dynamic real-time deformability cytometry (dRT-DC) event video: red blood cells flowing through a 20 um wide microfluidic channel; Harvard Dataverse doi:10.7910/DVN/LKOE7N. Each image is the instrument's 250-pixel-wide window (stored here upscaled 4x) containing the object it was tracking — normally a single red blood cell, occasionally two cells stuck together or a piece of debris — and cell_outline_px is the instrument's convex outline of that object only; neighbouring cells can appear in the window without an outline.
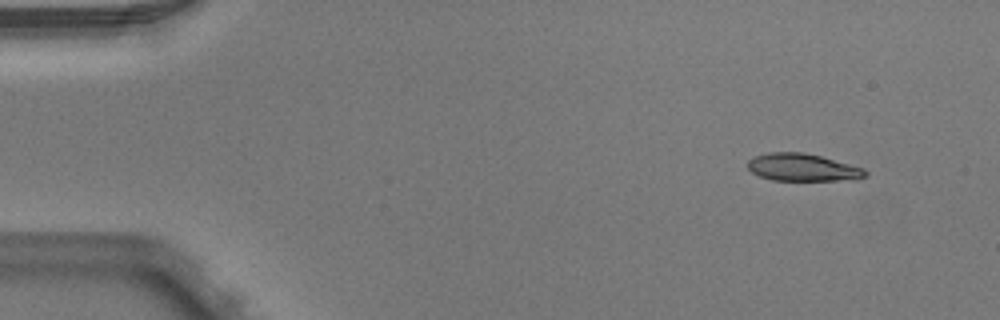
{"species": "Egyptian fruit bat (a non-hibernating species)", "species_latin": "Rousettus aegyptiacus", "temperature_condition": "warm", "stored_images_in_passage": 5, "camera_frame_rate_fps": 3000, "um_per_image_px": 0.085, "animal": {"sex": "male"}, "frame": {"image": 1, "passage_image": 1, "time_ms": 0.0, "image_size_px": [1000, 320], "cell_outline_px": [[868, 176], [856, 180], [772, 180], [760, 176], [752, 172], [748, 168], [748, 160], [756, 156], [768, 152], [804, 152], [820, 156], [864, 168], [868, 172]], "centroid_in_image_um": [68.26, 14.23], "position_along_channel_um": 16.7, "area_um2": 18.84}}
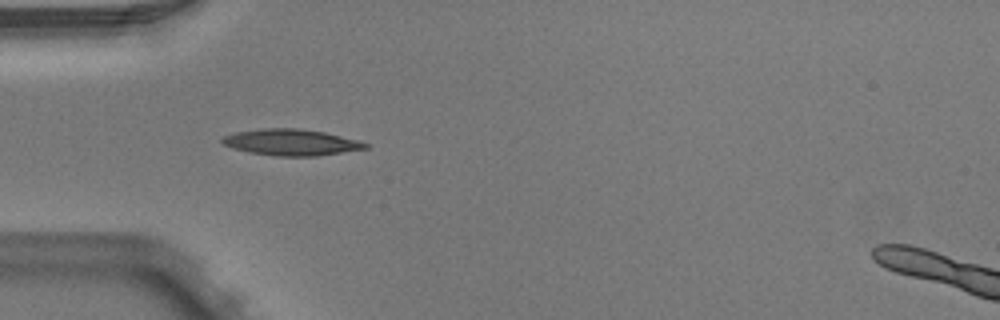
{"frame": {"image": 2, "passage_image": 4, "time_ms": 1.0, "image_size_px": [1000, 320], "cell_outline_px": [[368, 148], [316, 156], [276, 156], [248, 152], [232, 148], [224, 144], [220, 140], [224, 136], [236, 132], [264, 128], [296, 128], [324, 132], [356, 140], [368, 144]], "centroid_in_image_um": [24.71, 12.1], "position_along_channel_um": 60.3, "area_um2": 21.68}}
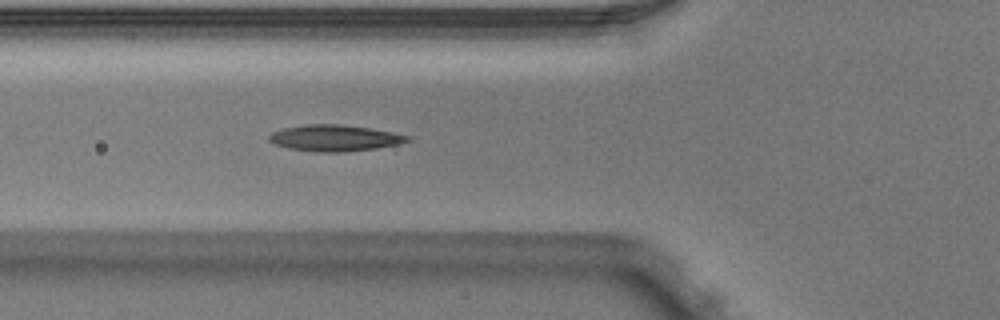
{"frame": {"image": 3, "passage_image": 5, "time_ms": 1.333, "image_size_px": [1000, 320], "cell_outline_px": [[412, 140], [396, 144], [376, 148], [340, 152], [320, 152], [288, 148], [276, 144], [268, 140], [268, 136], [272, 132], [284, 128], [304, 124], [340, 124], [372, 128], [412, 136]], "centroid_in_image_um": [28.46, 11.72], "position_along_channel_um": 97.3, "area_um2": 21.15}}